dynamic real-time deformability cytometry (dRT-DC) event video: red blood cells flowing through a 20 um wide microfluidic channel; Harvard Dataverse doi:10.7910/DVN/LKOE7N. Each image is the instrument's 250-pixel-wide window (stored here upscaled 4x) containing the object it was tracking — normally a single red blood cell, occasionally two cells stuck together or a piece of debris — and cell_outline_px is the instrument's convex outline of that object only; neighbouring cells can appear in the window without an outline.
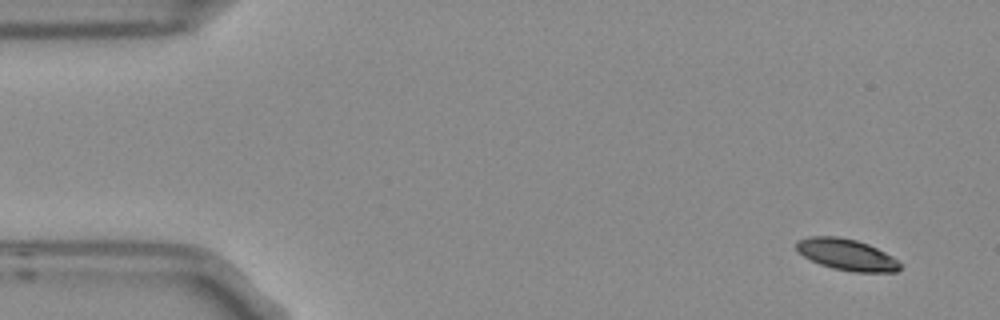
{"species": "Egyptian fruit bat (a non-hibernating species)", "species_latin": "Rousettus aegyptiacus", "temperature_condition": "room temperature", "stored_images_in_passage": 5, "camera_frame_rate_fps": 3000, "um_per_image_px": 0.085, "frame": {"image": 1, "passage_image": 1, "time_ms": 0.0, "image_size_px": [1000, 320], "cell_outline_px": [[904, 264], [896, 272], [852, 272], [832, 268], [820, 264], [804, 256], [796, 248], [796, 244], [800, 240], [808, 236], [836, 236], [856, 240], [868, 244], [892, 256]], "centroid_in_image_um": [72.01, 21.65], "position_along_channel_um": 13.0, "area_um2": 18.9}}